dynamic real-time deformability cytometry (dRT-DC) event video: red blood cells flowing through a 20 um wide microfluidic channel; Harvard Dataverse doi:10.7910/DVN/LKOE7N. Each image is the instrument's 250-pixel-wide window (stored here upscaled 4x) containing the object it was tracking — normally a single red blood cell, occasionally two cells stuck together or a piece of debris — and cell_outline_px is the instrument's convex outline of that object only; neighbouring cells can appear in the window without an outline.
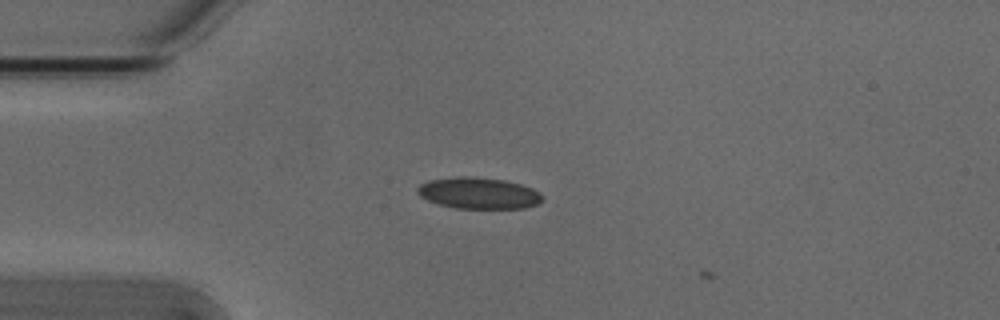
{"species": "Egyptian fruit bat (a non-hibernating species)", "species_latin": "Rousettus aegyptiacus", "temperature_condition": "cold", "stored_images_in_passage": 2, "camera_frame_rate_fps": 3000, "um_per_image_px": 0.085, "animal": {"sex": "male"}, "frame": {"image": 1, "passage_image": 1, "time_ms": 0.0, "image_size_px": [1000, 320], "cell_outline_px": [[544, 200], [536, 204], [524, 208], [456, 208], [440, 204], [428, 200], [420, 196], [416, 192], [416, 188], [420, 184], [428, 180], [456, 176], [476, 176], [504, 180], [520, 184], [532, 188], [540, 192], [544, 196]], "centroid_in_image_um": [40.68, 16.4], "position_along_channel_um": 44.3, "area_um2": 23.0}}